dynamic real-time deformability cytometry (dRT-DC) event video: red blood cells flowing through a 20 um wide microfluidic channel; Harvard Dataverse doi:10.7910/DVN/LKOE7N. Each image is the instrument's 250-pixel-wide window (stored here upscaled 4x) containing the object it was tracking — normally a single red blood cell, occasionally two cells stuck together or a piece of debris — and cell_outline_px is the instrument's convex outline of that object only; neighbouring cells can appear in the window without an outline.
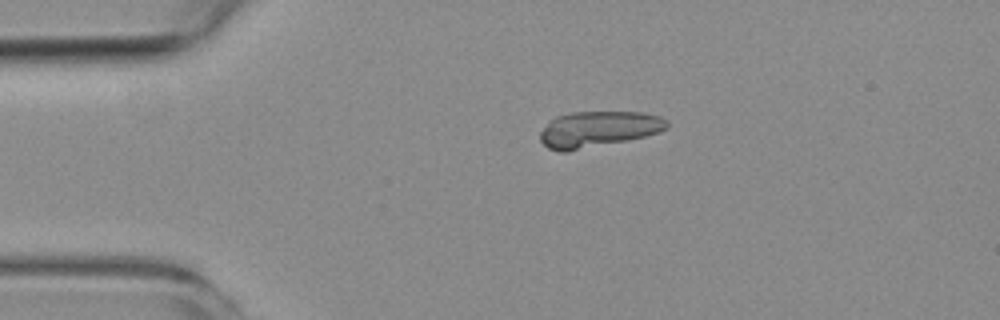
{"species": "common noctule bat (a hibernating species)", "species_latin": "Nyctalus noctula", "temperature_condition": "room temperature", "stored_images_in_passage": 3, "camera_frame_rate_fps": 3000, "um_per_image_px": 0.085, "animal": {"sex": "female", "body_mass_g": 19.3, "forearm_length_mm": 54.1}, "frame": {"image": 1, "passage_image": 2, "time_ms": 1.0, "image_size_px": [1000, 320], "cell_outline_px": [[668, 124], [664, 128], [656, 132], [644, 136], [568, 152], [560, 152], [548, 148], [540, 140], [540, 132], [556, 116], [572, 112], [640, 112], [660, 116], [668, 120]], "centroid_in_image_um": [50.81, 10.98], "position_along_channel_um": 34.2, "area_um2": 26.13}}